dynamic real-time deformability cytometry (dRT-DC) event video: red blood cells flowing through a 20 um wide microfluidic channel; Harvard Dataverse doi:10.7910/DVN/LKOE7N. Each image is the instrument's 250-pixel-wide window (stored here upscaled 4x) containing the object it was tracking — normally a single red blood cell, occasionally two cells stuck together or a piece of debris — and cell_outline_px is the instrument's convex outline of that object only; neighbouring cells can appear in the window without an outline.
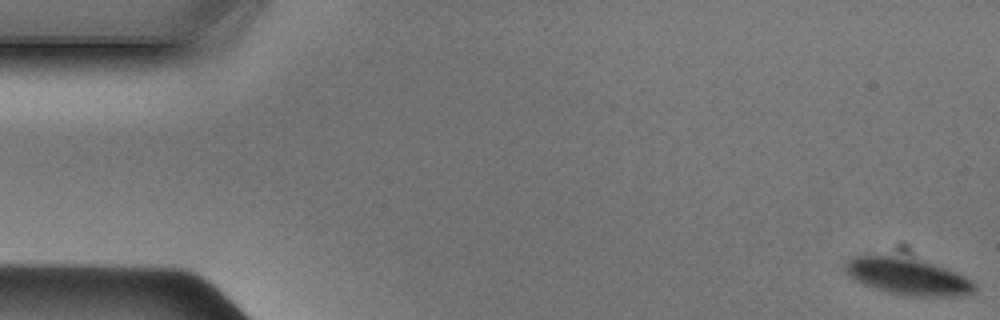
{"species": "Egyptian fruit bat (a non-hibernating species)", "species_latin": "Rousettus aegyptiacus", "temperature_condition": "cold", "stored_images_in_passage": 48, "camera_frame_rate_fps": 3000, "um_per_image_px": 0.085, "animal": {"sex": "male"}, "frame": {"image": 1, "passage_image": 1, "time_ms": 0.0, "image_size_px": [1000, 320], "cell_outline_px": [[976, 288], [972, 292], [956, 296], [916, 296], [888, 292], [864, 284], [856, 280], [848, 272], [844, 264], [848, 260], [856, 256], [888, 256], [920, 260], [956, 272], [972, 280], [976, 284]], "centroid_in_image_um": [77.2, 23.51], "position_along_channel_um": 7.8, "area_um2": 26.76}}
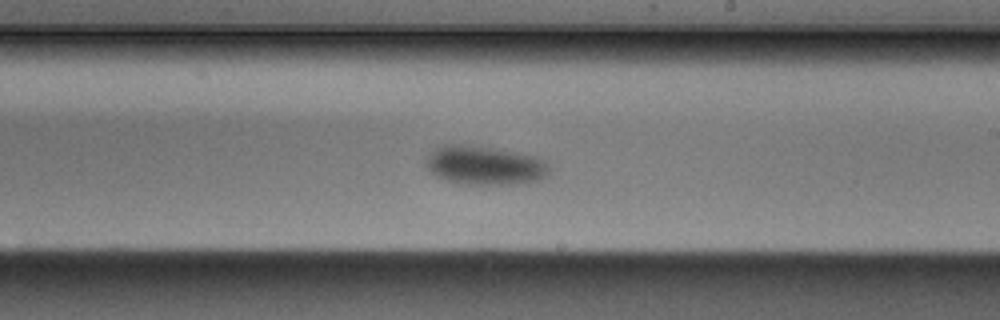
{"frame": {"image": 2, "passage_image": 28, "time_ms": 9.0, "image_size_px": [1000, 320], "cell_outline_px": [[552, 172], [536, 180], [512, 184], [464, 184], [444, 180], [436, 176], [424, 164], [424, 160], [428, 152], [444, 144], [464, 144], [500, 148], [540, 156], [552, 164]], "centroid_in_image_um": [41.23, 14.02], "position_along_channel_um": 247.8, "area_um2": 28.84}}
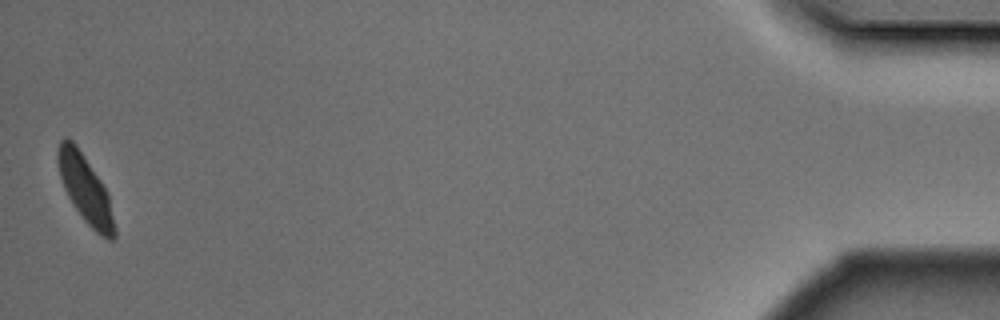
{"frame": {"image": 3, "passage_image": 48, "time_ms": 15.667, "image_size_px": [1000, 320], "cell_outline_px": [[116, 236], [112, 240], [108, 240], [96, 232], [84, 220], [68, 196], [64, 188], [60, 176], [56, 160], [56, 152], [60, 140], [64, 136], [68, 136], [76, 144], [108, 192], [116, 228]], "centroid_in_image_um": [7.25, 16.05], "position_along_channel_um": 428.0, "area_um2": 22.37}}